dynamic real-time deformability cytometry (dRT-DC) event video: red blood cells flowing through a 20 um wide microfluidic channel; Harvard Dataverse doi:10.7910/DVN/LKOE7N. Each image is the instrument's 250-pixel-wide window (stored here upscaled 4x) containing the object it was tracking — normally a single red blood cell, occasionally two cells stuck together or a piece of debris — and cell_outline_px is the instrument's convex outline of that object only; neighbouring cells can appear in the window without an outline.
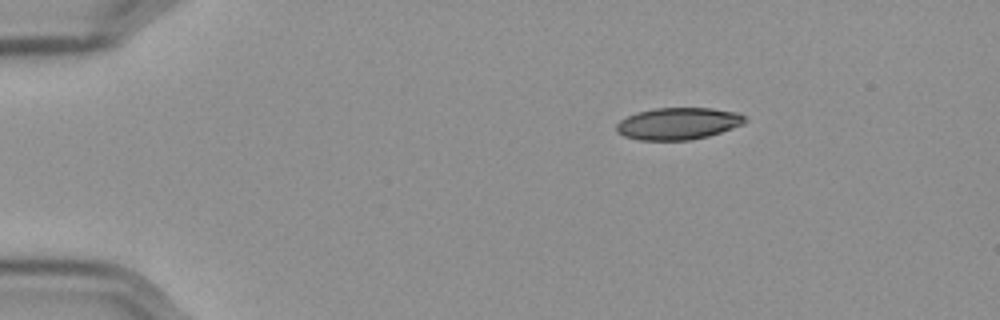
{"species": "Egyptian fruit bat (a non-hibernating species)", "species_latin": "Rousettus aegyptiacus", "temperature_condition": "cold", "stored_images_in_passage": 48, "camera_frame_rate_fps": 3000, "um_per_image_px": 0.085, "frame": {"image": 1, "passage_image": 1, "time_ms": 0.0, "image_size_px": [1000, 320], "cell_outline_px": [[748, 120], [744, 124], [708, 136], [688, 140], [640, 140], [624, 136], [616, 132], [616, 124], [620, 120], [636, 112], [656, 108], [712, 108], [740, 112]], "centroid_in_image_um": [57.66, 10.49], "position_along_channel_um": 27.3, "area_um2": 24.04}}
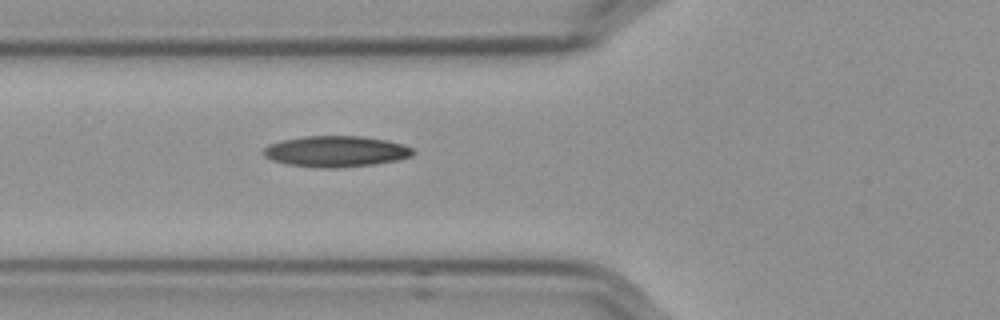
{"frame": {"image": 2, "passage_image": 13, "time_ms": 4.0, "image_size_px": [1000, 320], "cell_outline_px": [[416, 152], [412, 156], [396, 160], [372, 164], [336, 168], [324, 168], [288, 164], [272, 160], [264, 156], [264, 148], [268, 144], [280, 140], [304, 136], [364, 136], [388, 140], [404, 144], [412, 148]], "centroid_in_image_um": [28.57, 12.85], "position_along_channel_um": 97.2, "area_um2": 27.05}}
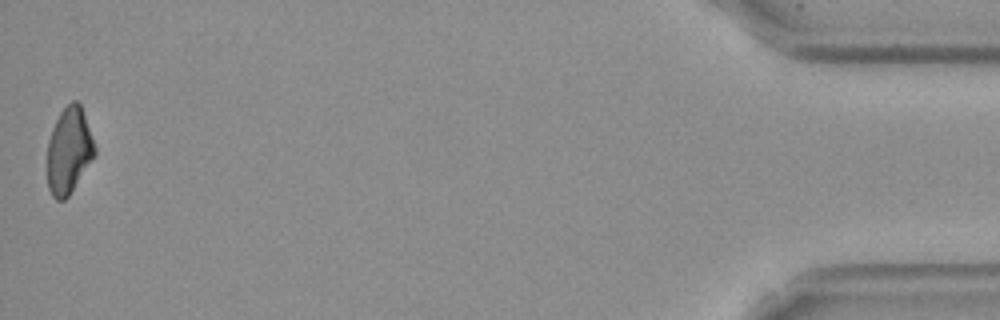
{"frame": {"image": 3, "passage_image": 48, "time_ms": 15.667, "image_size_px": [1000, 320], "cell_outline_px": [[96, 156], [68, 196], [64, 200], [56, 200], [52, 196], [48, 188], [48, 140], [52, 128], [60, 112], [72, 100], [76, 100], [80, 104], [96, 148]], "centroid_in_image_um": [5.87, 12.82], "position_along_channel_um": 429.3, "area_um2": 23.76}, "authors_computed_cell_mechanics": {"area_um2": 25.4609, "velocity_mm_per_s": 3.585, "shape_relaxation_time_tau1_ms": 6.3202, "shape_relaxation_time_tau2_ms": 5.4892, "deformation_change_tau1": 0.1593, "deformation_change_tau2": 0.1259}}